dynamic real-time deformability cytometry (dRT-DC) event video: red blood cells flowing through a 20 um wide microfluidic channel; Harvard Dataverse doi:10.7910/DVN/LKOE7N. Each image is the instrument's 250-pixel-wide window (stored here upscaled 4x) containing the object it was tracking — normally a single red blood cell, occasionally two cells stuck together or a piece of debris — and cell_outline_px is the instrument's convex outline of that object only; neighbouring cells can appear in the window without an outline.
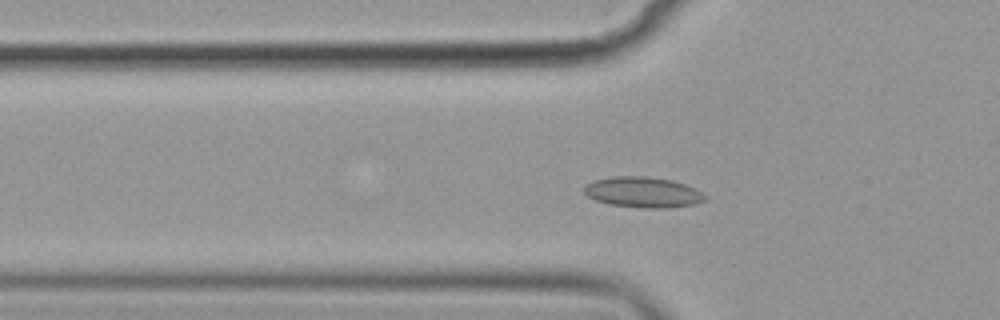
{"species": "common noctule bat (a hibernating species)", "species_latin": "Nyctalus noctula", "temperature_condition": "cold", "stored_images_in_passage": 43, "camera_frame_rate_fps": 3000, "um_per_image_px": 0.085, "animal": {"sex": "female", "body_mass_g": 19.9}, "frame": {"image": 1, "passage_image": 7, "time_ms": 2.0, "image_size_px": [1000, 320], "cell_outline_px": [[708, 200], [696, 204], [668, 208], [640, 208], [608, 204], [596, 200], [588, 196], [584, 192], [584, 188], [592, 180], [612, 176], [644, 176], [672, 180], [684, 184], [708, 196]], "centroid_in_image_um": [54.66, 16.35], "position_along_channel_um": 71.1, "area_um2": 21.68}}
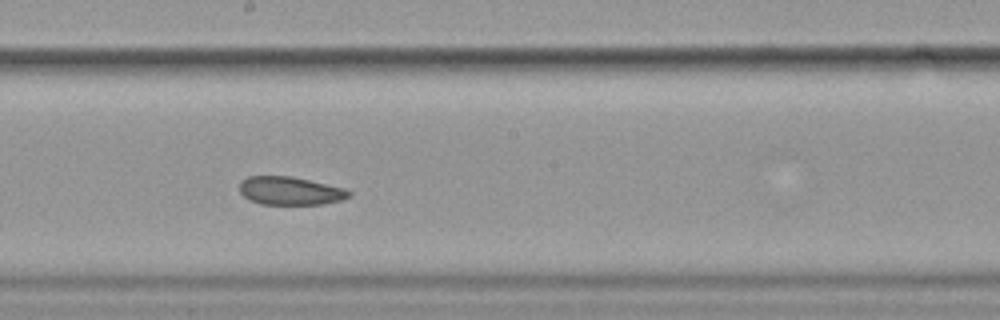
{"frame": {"image": 2, "passage_image": 20, "time_ms": 6.333, "image_size_px": [1000, 320], "cell_outline_px": [[352, 196], [340, 200], [324, 204], [260, 204], [248, 200], [240, 192], [240, 180], [248, 176], [292, 176], [344, 188], [352, 192]], "centroid_in_image_um": [24.65, 16.22], "position_along_channel_um": 223.5, "area_um2": 18.09}}
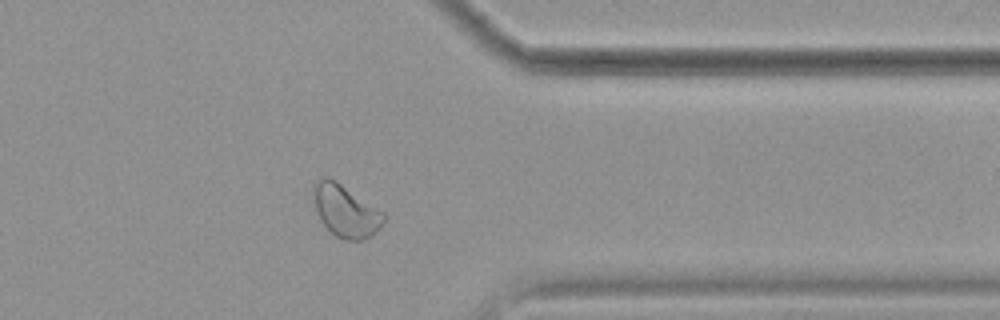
{"frame": {"image": 3, "passage_image": 34, "time_ms": 11.0, "image_size_px": [1000, 320], "cell_outline_px": [[388, 216], [380, 228], [372, 236], [364, 240], [344, 240], [336, 236], [320, 220], [316, 208], [312, 192], [316, 180], [324, 176], [336, 180], [384, 212]], "centroid_in_image_um": [29.41, 17.93], "position_along_channel_um": 382.0, "area_um2": 21.5}, "authors_computed_cell_mechanics": {"area_um2": 19.5364, "velocity_mm_per_s": 3.537, "shape_relaxation_time_tau1_ms": null, "shape_relaxation_time_tau2_ms": 5.8611, "deformation_change_tau1": null, "deformation_change_tau2": 0.0698}}